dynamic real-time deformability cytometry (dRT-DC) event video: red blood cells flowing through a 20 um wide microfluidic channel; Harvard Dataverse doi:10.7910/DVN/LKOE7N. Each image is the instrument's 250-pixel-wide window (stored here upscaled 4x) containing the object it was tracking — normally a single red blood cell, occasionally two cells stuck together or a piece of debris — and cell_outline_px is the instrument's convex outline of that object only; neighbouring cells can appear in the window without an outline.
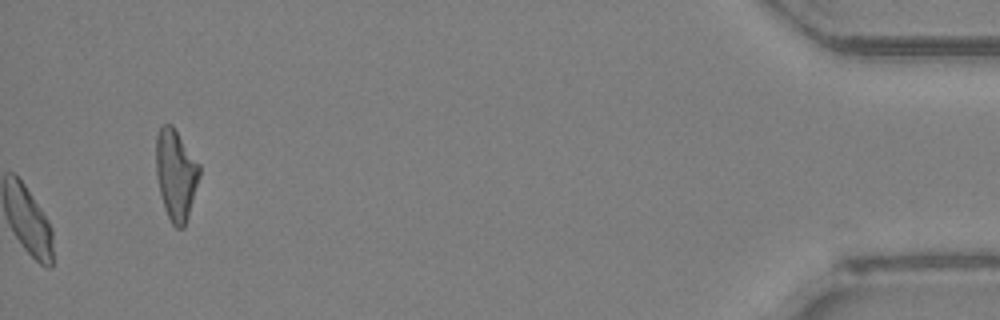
{"species": "Egyptian fruit bat (a non-hibernating species)", "species_latin": "Rousettus aegyptiacus", "temperature_condition": "room temperature", "stored_images_in_passage": 46, "camera_frame_rate_fps": 3000, "um_per_image_px": 0.085, "animal": {"sex": "female"}, "frame": {"image": 1, "passage_image": 46, "time_ms": 15.0, "image_size_px": [1000, 320], "cell_outline_px": [[200, 176], [188, 216], [184, 228], [176, 228], [172, 224], [164, 208], [156, 176], [156, 136], [160, 128], [164, 124], [172, 124], [200, 164]], "centroid_in_image_um": [14.95, 14.83], "position_along_channel_um": 420.2, "area_um2": 22.95}, "authors_computed_cell_mechanics": {"area_um2": 20.0566, "velocity_mm_per_s": 4.1747, "shape_relaxation_time_tau1_ms": 5.3063, "shape_relaxation_time_tau2_ms": 5.894, "deformation_change_tau1": 0.1461, "deformation_change_tau2": 0.0968}}